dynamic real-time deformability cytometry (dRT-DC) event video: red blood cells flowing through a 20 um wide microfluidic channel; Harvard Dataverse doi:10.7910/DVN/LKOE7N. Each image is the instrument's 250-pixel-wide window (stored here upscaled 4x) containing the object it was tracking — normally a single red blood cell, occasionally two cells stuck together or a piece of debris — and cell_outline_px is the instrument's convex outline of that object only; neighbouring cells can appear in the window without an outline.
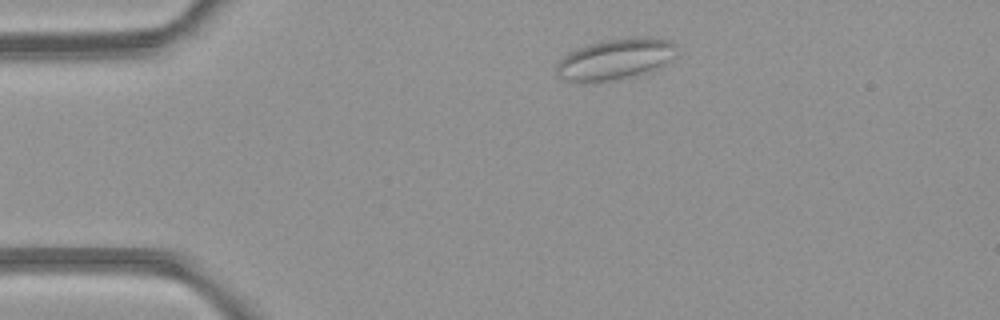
{"species": "common noctule bat (a hibernating species)", "species_latin": "Nyctalus noctula", "temperature_condition": "room temperature", "stored_images_in_passage": 3, "camera_frame_rate_fps": 3000, "um_per_image_px": 0.085, "animal": {"sex": "female", "body_mass_g": 21.9}, "frame": {"image": 1, "passage_image": 1, "time_ms": 0.0, "image_size_px": [1000, 320], "cell_outline_px": [[676, 56], [660, 68], [648, 72], [632, 76], [596, 84], [564, 80], [556, 72], [556, 64], [568, 52], [588, 44], [604, 40], [632, 36], [648, 36], [668, 40], [676, 44]], "centroid_in_image_um": [52.32, 5.03], "position_along_channel_um": 32.7, "area_um2": 29.36}}